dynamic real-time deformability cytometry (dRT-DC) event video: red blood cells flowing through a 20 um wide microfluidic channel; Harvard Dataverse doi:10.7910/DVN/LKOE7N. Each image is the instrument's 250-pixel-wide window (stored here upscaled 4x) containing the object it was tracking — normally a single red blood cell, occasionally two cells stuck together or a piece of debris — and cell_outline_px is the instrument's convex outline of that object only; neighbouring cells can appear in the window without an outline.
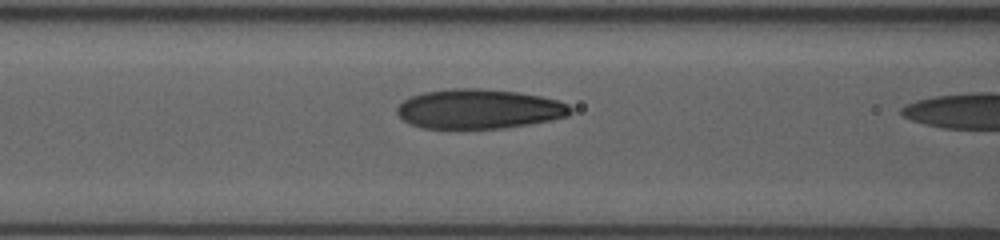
{"species": "human", "species_latin": "Homo sapiens", "temperature_condition": "room temperature", "stored_images_in_passage": 19, "camera_frame_rate_fps": 3000, "um_per_image_px": 0.085, "donor": {"sex": "female"}, "frame": {"image": 1, "passage_image": 18, "time_ms": 6.667, "image_size_px": [1000, 240], "cell_outline_px": [[572, 112], [568, 116], [548, 120], [500, 128], [424, 128], [412, 124], [404, 120], [396, 112], [396, 108], [404, 100], [412, 96], [424, 92], [452, 88], [480, 88], [516, 92], [540, 96], [560, 100], [568, 104], [572, 108]], "centroid_in_image_um": [40.71, 9.25], "position_along_channel_um": 125.9, "area_um2": 39.65}}